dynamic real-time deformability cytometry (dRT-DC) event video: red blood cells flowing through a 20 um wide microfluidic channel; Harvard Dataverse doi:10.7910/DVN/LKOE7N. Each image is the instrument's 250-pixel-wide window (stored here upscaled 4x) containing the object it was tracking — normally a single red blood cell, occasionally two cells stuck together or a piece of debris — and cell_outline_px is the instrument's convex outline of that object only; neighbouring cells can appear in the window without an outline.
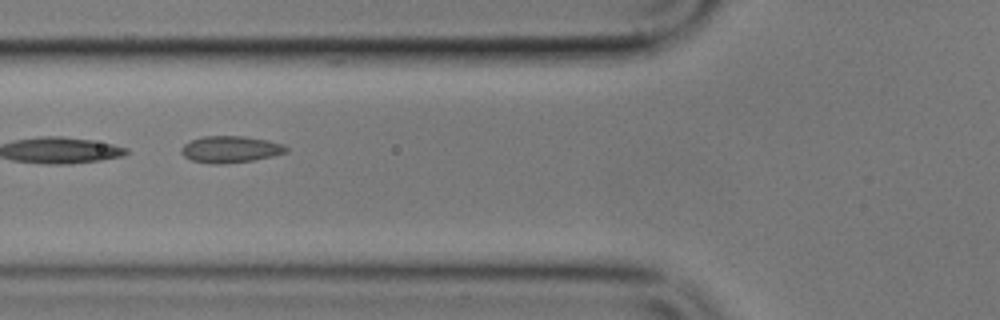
{"species": "common noctule bat (a hibernating species)", "species_latin": "Nyctalus noctula", "temperature_condition": "cold", "stored_images_in_passage": 7, "segment_of_instrument_passage": [2, 2], "camera_frame_rate_fps": 3000, "um_per_image_px": 0.085, "animal": {"sex": "male", "body_mass_g": 17.9}, "frame": {"image": 1, "passage_image": 6, "time_ms": 6.333, "image_size_px": [1000, 320], "cell_outline_px": [[288, 152], [272, 156], [252, 160], [220, 164], [208, 164], [192, 160], [184, 156], [180, 152], [180, 148], [184, 144], [200, 136], [244, 136], [268, 140], [284, 144], [288, 148]], "centroid_in_image_um": [19.57, 12.68], "position_along_channel_um": 106.2, "area_um2": 16.42}}